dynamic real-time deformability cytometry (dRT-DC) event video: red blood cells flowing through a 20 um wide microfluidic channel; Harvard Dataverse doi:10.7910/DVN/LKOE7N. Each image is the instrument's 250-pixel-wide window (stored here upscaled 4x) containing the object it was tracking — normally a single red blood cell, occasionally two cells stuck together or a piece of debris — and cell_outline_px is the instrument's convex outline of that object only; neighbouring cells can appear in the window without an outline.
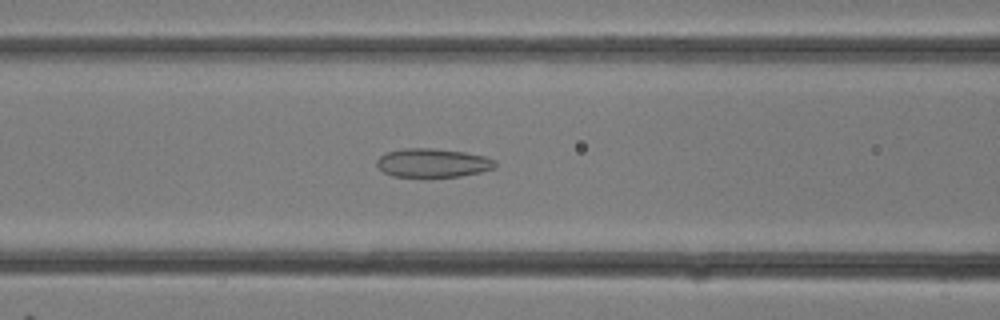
{"species": "common noctule bat (a hibernating species)", "species_latin": "Nyctalus noctula", "temperature_condition": "room temperature", "stored_images_in_passage": 32, "camera_frame_rate_fps": 3000, "um_per_image_px": 0.085, "animal": {"sex": "female"}, "frame": {"image": 1, "passage_image": 13, "time_ms": 4.0, "image_size_px": [1000, 320], "cell_outline_px": [[496, 168], [480, 172], [460, 176], [392, 176], [384, 172], [376, 164], [376, 160], [384, 152], [404, 148], [432, 148], [464, 152], [484, 156], [496, 160]], "centroid_in_image_um": [36.78, 13.83], "position_along_channel_um": 129.8, "area_um2": 19.77}}
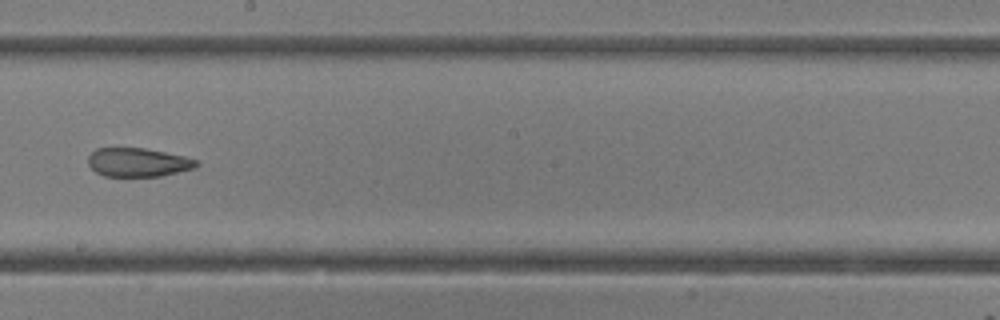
{"frame": {"image": 2, "passage_image": 18, "time_ms": 5.667, "image_size_px": [1000, 320], "cell_outline_px": [[200, 164], [196, 168], [160, 176], [104, 176], [96, 172], [88, 164], [88, 156], [96, 148], [144, 148], [184, 156], [200, 160]], "centroid_in_image_um": [11.76, 13.8], "position_along_channel_um": 236.4, "area_um2": 18.21}}
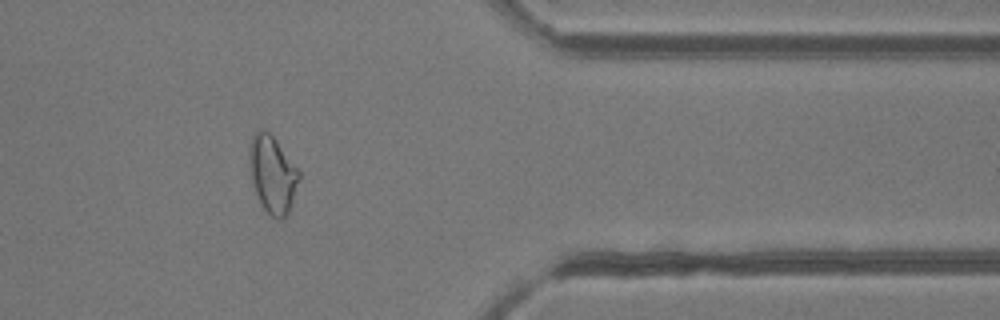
{"frame": {"image": 3, "passage_image": 26, "time_ms": 8.333, "image_size_px": [1000, 320], "cell_outline_px": [[300, 180], [288, 212], [280, 220], [276, 220], [260, 204], [252, 184], [248, 156], [248, 144], [252, 136], [260, 128], [264, 128], [276, 140], [300, 172]], "centroid_in_image_um": [23.13, 14.79], "position_along_channel_um": 388.3, "area_um2": 22.43}}